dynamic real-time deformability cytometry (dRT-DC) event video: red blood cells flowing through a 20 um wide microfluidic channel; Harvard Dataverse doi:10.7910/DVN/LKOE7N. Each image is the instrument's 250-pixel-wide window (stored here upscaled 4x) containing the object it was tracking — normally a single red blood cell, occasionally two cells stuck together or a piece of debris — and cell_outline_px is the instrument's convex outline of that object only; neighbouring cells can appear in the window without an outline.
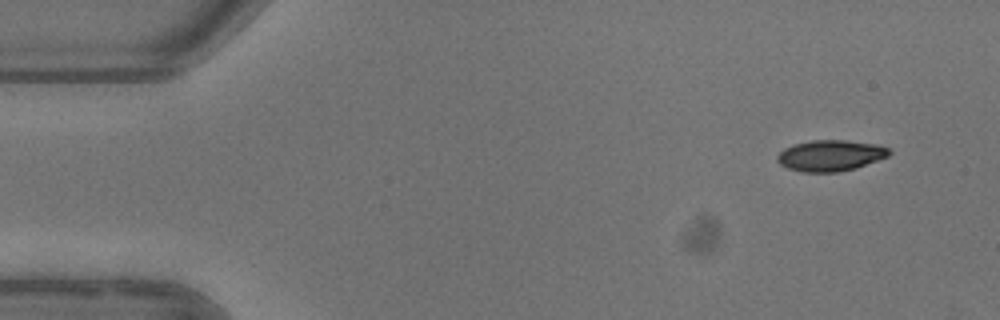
{"species": "common noctule bat (a hibernating species)", "species_latin": "Nyctalus noctula", "temperature_condition": "warm", "stored_images_in_passage": 4, "camera_frame_rate_fps": 3000, "um_per_image_px": 0.085, "animal": {"sex": "female"}, "frame": {"image": 1, "passage_image": 1, "time_ms": 0.0, "image_size_px": [1000, 320], "cell_outline_px": [[892, 152], [888, 156], [856, 168], [836, 172], [800, 172], [788, 168], [780, 164], [776, 160], [776, 156], [784, 148], [792, 144], [812, 140], [844, 140], [876, 144], [888, 148]], "centroid_in_image_um": [70.56, 13.22], "position_along_channel_um": 14.4, "area_um2": 20.29}}
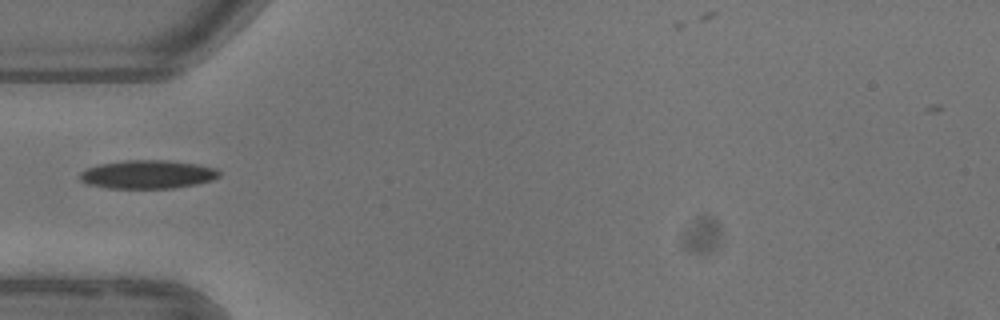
{"frame": {"image": 2, "passage_image": 4, "time_ms": 4.333, "image_size_px": [1000, 320], "cell_outline_px": [[220, 176], [212, 180], [196, 184], [172, 188], [108, 188], [88, 184], [80, 180], [80, 172], [88, 168], [100, 164], [124, 160], [168, 160], [196, 164], [216, 168], [220, 172]], "centroid_in_image_um": [12.56, 14.82], "position_along_channel_um": 72.4, "area_um2": 23.06}}